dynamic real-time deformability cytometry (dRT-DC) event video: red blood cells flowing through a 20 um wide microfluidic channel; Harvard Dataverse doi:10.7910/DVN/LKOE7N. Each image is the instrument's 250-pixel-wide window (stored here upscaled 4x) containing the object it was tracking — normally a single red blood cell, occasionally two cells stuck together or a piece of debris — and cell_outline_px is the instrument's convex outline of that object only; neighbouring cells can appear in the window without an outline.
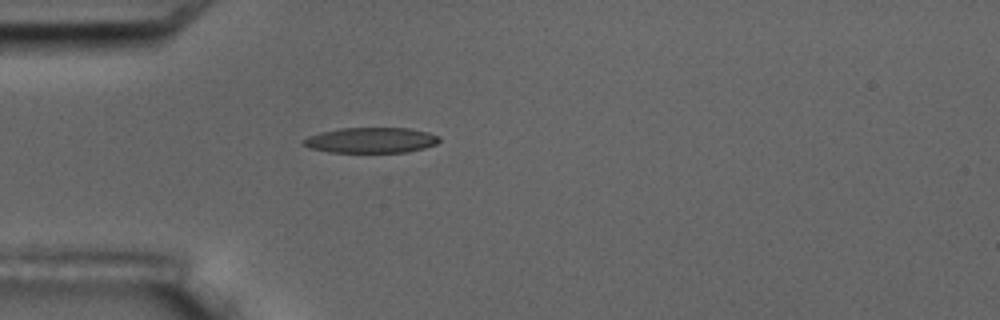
{"species": "common noctule bat (a hibernating species)", "species_latin": "Nyctalus noctula", "temperature_condition": "room temperature", "stored_images_in_passage": 6, "camera_frame_rate_fps": 3000, "um_per_image_px": 0.085, "animal": {"sex": "male", "body_mass_g": 17.5, "forearm_length_mm": 52.3}, "frame": {"image": 1, "passage_image": 6, "time_ms": 6.667, "image_size_px": [1000, 320], "cell_outline_px": [[440, 140], [436, 144], [424, 148], [408, 152], [328, 152], [312, 148], [300, 144], [300, 140], [308, 136], [320, 132], [340, 128], [408, 128], [428, 132], [440, 136]], "centroid_in_image_um": [31.51, 11.91], "position_along_channel_um": 53.5, "area_um2": 20.29}}